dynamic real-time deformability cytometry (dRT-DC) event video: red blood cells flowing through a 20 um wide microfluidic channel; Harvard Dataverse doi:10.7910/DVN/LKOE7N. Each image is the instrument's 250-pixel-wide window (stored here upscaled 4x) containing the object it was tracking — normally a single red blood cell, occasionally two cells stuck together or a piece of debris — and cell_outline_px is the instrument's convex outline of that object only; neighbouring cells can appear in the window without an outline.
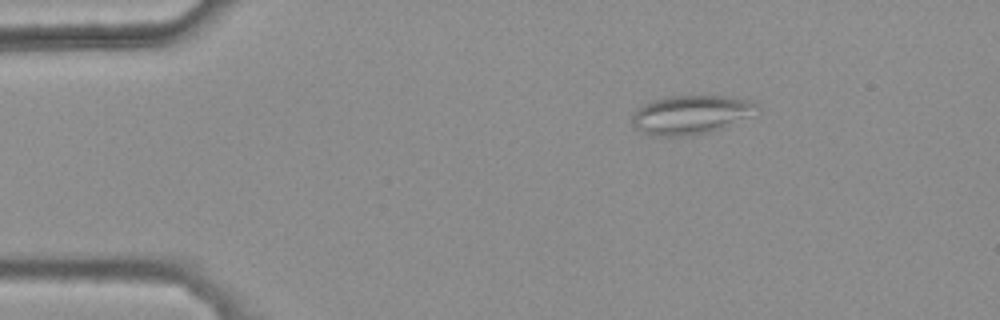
{"species": "common noctule bat (a hibernating species)", "species_latin": "Nyctalus noctula", "temperature_condition": "warm", "stored_images_in_passage": 40, "camera_frame_rate_fps": 3000, "um_per_image_px": 0.085, "animal": {"sex": "female", "body_mass_g": 25.1}, "frame": {"image": 1, "passage_image": 1, "time_ms": 0.0, "image_size_px": [1000, 320], "cell_outline_px": [[760, 104], [744, 116], [724, 128], [692, 136], [660, 136], [644, 132], [636, 128], [632, 124], [632, 116], [644, 104], [652, 100], [668, 96], [732, 96], [756, 100]], "centroid_in_image_um": [58.7, 9.73], "position_along_channel_um": 26.3, "area_um2": 27.86}}
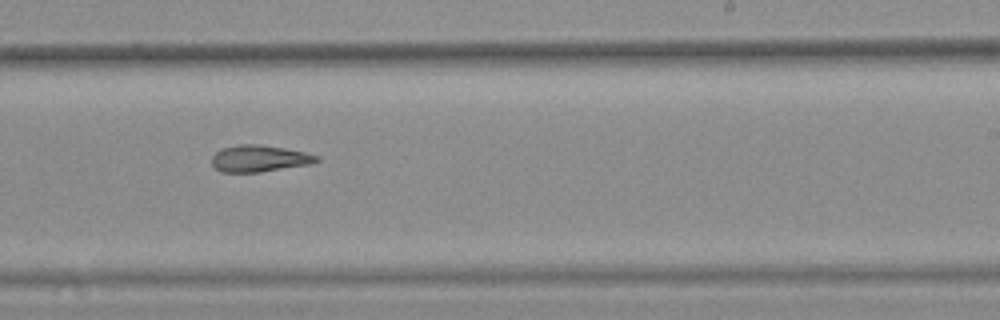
{"frame": {"image": 2, "passage_image": 25, "time_ms": 8.0, "image_size_px": [1000, 320], "cell_outline_px": [[320, 160], [312, 164], [260, 172], [220, 172], [212, 164], [212, 156], [216, 152], [224, 148], [236, 144], [260, 144], [284, 148], [304, 152], [320, 156]], "centroid_in_image_um": [22.06, 13.47], "position_along_channel_um": 266.9, "area_um2": 16.36}}
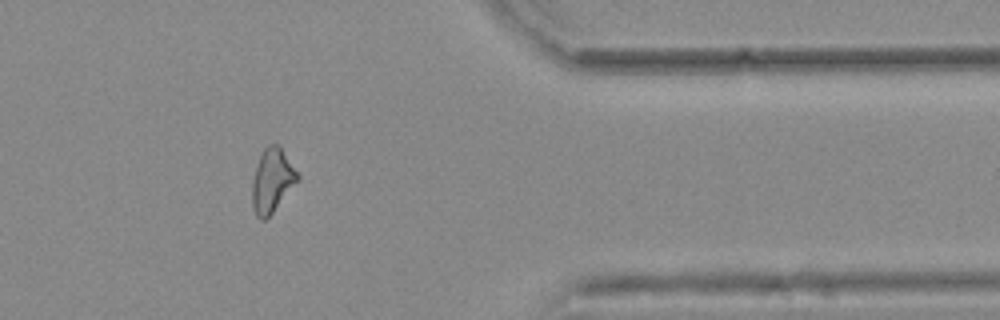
{"frame": {"image": 3, "passage_image": 36, "time_ms": 11.667, "image_size_px": [1000, 320], "cell_outline_px": [[300, 180], [272, 212], [264, 220], [260, 220], [256, 216], [252, 208], [252, 180], [260, 156], [264, 148], [268, 144], [280, 144], [300, 176]], "centroid_in_image_um": [23.14, 15.33], "position_along_channel_um": 388.3, "area_um2": 16.99}, "authors_computed_cell_mechanics": {"area_um2": 16.8487, "velocity_mm_per_s": 3.8061, "shape_relaxation_time_tau1_ms": null, "shape_relaxation_time_tau2_ms": 6.1036, "deformation_change_tau1": null, "deformation_change_tau2": 0.1625}}